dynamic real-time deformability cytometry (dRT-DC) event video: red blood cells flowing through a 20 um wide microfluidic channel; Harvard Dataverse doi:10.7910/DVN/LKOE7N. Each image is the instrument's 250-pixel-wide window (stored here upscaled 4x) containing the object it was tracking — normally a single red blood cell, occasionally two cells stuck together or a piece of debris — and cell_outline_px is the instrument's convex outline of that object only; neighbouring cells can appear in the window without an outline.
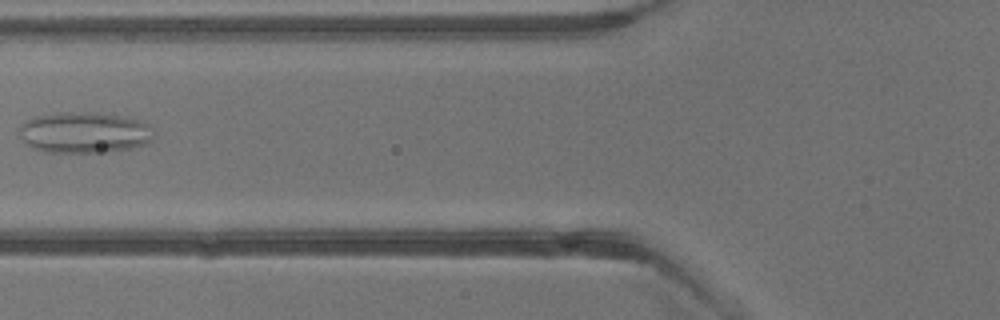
{"species": "common noctule bat (a hibernating species)", "species_latin": "Nyctalus noctula", "temperature_condition": "warm", "stored_images_in_passage": 4, "camera_frame_rate_fps": 3000, "um_per_image_px": 0.085, "animal": {"sex": "male", "body_mass_g": 13.3}, "frame": {"image": 1, "passage_image": 4, "time_ms": 3.333, "image_size_px": [1000, 320], "cell_outline_px": [[156, 136], [144, 144], [132, 148], [92, 152], [44, 152], [32, 148], [24, 144], [20, 136], [20, 124], [36, 116], [56, 112], [96, 112], [124, 116], [140, 120]], "centroid_in_image_um": [7.1, 11.25], "position_along_channel_um": 118.7, "area_um2": 32.14}}